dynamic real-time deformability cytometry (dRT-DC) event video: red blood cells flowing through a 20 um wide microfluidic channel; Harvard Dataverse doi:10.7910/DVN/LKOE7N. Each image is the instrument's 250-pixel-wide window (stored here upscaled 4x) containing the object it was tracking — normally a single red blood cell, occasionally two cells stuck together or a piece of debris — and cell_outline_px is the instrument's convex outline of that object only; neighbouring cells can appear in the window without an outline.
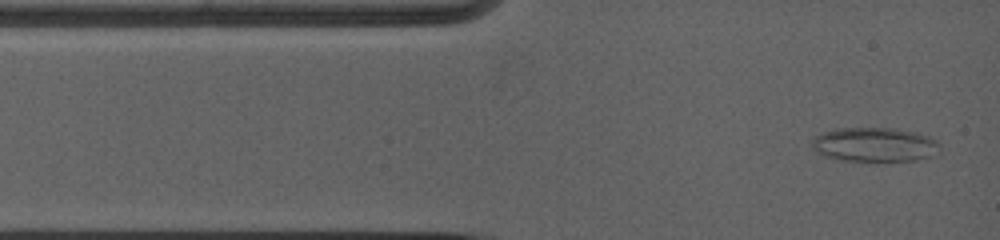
{"species": "common noctule bat (a hibernating species)", "species_latin": "Nyctalus noctula", "temperature_condition": "warm", "stored_images_in_passage": 4, "camera_frame_rate_fps": 5000, "um_per_image_px": 0.085, "animal": {"sex": "female", "body_mass_g": 19.0, "forearm_length_mm": 53.3}, "frame": {"image": 1, "passage_image": 1, "time_ms": 0.0, "image_size_px": [1000, 240], "cell_outline_px": [[940, 144], [932, 156], [916, 160], [836, 160], [824, 156], [816, 152], [812, 148], [812, 140], [816, 136], [832, 128], [892, 128], [916, 132], [928, 136], [936, 140]], "centroid_in_image_um": [74.29, 12.28], "position_along_channel_um": 10.7, "area_um2": 25.37}}
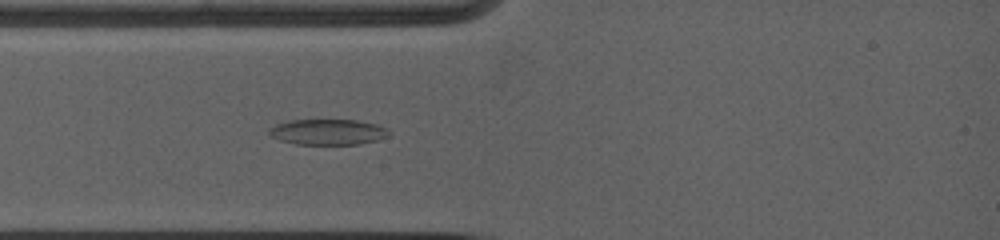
{"frame": {"image": 2, "passage_image": 4, "time_ms": 2.2, "image_size_px": [1000, 240], "cell_outline_px": [[392, 132], [388, 136], [376, 140], [360, 144], [296, 144], [280, 140], [268, 136], [268, 128], [276, 124], [288, 120], [356, 120], [376, 124], [388, 128]], "centroid_in_image_um": [27.85, 11.21], "position_along_channel_um": 57.1, "area_um2": 18.09}}